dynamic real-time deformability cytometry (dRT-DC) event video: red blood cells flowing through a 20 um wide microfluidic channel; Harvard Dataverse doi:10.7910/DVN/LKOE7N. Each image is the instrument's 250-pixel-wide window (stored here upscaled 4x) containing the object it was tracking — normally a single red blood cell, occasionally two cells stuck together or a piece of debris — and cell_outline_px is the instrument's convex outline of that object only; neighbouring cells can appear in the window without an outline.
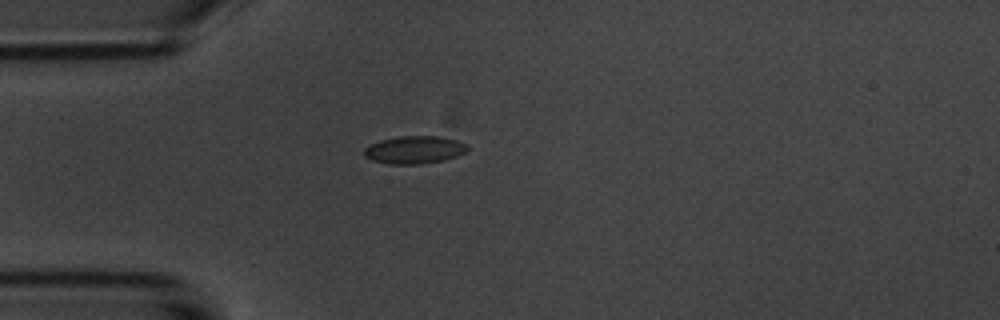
{"species": "common noctule bat (a hibernating species)", "species_latin": "Nyctalus noctula", "temperature_condition": "room temperature", "stored_images_in_passage": 1, "camera_frame_rate_fps": 3000, "um_per_image_px": 0.085, "animal": {"sex": "male", "body_mass_g": 20.1, "forearm_length_mm": 53.5}, "frame": {"image": 1, "passage_image": 1, "time_ms": 0.0, "image_size_px": [1000, 320], "cell_outline_px": [[468, 148], [464, 152], [456, 156], [444, 160], [420, 164], [388, 164], [372, 160], [364, 156], [364, 148], [380, 140], [400, 136], [440, 136], [456, 140], [468, 144]], "centroid_in_image_um": [35.22, 12.73], "position_along_channel_um": 49.8, "area_um2": 16.65}}